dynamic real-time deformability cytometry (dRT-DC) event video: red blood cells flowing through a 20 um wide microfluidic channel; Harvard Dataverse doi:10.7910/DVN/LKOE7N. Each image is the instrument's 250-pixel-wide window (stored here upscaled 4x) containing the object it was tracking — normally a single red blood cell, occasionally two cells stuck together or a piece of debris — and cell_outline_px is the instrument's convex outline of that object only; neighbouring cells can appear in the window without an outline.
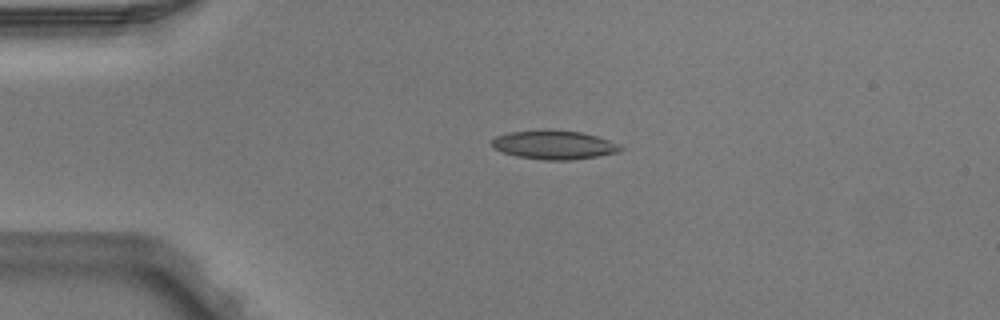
{"species": "Egyptian fruit bat (a non-hibernating species)", "species_latin": "Rousettus aegyptiacus", "temperature_condition": "warm", "stored_images_in_passage": 6, "camera_frame_rate_fps": 3000, "um_per_image_px": 0.085, "animal": {"sex": "male"}, "frame": {"image": 1, "passage_image": 4, "time_ms": 1.0, "image_size_px": [1000, 320], "cell_outline_px": [[624, 148], [620, 152], [572, 160], [544, 160], [516, 156], [492, 148], [492, 140], [496, 136], [508, 132], [544, 128], [552, 128], [580, 132], [596, 136], [620, 144]], "centroid_in_image_um": [47.08, 12.29], "position_along_channel_um": 37.9, "area_um2": 22.02}}